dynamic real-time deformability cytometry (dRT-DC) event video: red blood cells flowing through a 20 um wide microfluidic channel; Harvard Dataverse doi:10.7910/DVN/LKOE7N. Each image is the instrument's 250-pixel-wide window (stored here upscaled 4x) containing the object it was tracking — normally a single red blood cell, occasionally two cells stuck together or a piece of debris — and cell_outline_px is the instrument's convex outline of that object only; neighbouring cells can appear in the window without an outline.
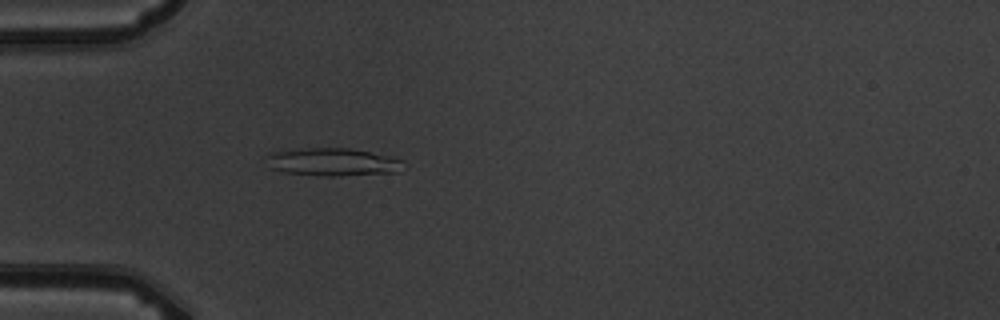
{"species": "common noctule bat (a hibernating species)", "species_latin": "Nyctalus noctula", "temperature_condition": "warm", "stored_images_in_passage": 4, "camera_frame_rate_fps": 3000, "um_per_image_px": 0.085, "animal": {"sex": "male", "body_mass_g": 19.5, "forearm_length_mm": 54.6}, "frame": {"image": 1, "passage_image": 4, "time_ms": 4.333, "image_size_px": [1000, 320], "cell_outline_px": [[404, 160], [400, 172], [336, 176], [324, 176], [284, 172], [272, 168], [264, 156], [272, 152], [300, 148], [352, 148], [392, 156]], "centroid_in_image_um": [28.32, 13.76], "position_along_channel_um": 56.7, "area_um2": 22.43}}